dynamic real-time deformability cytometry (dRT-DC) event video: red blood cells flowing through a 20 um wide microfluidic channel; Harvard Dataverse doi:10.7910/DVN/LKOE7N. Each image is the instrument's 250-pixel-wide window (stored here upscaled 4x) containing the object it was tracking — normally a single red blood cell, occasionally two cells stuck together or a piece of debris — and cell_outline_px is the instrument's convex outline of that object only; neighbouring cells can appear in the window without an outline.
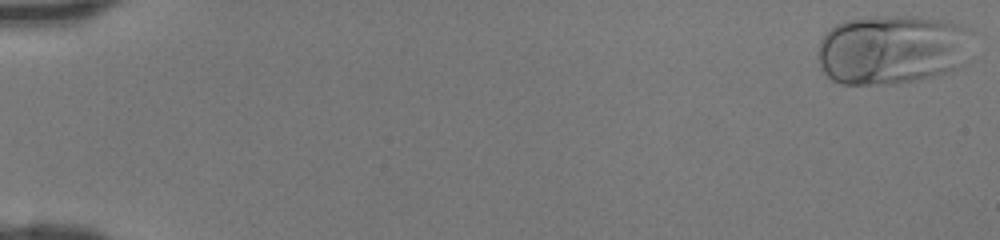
{"species": "human", "species_latin": "Homo sapiens", "temperature_condition": "room temperature", "stored_images_in_passage": 46, "camera_frame_rate_fps": 3000, "um_per_image_px": 0.085, "donor": {"sex": "female"}, "frame": {"image": 1, "passage_image": 1, "time_ms": 0.0, "image_size_px": [1000, 240], "cell_outline_px": [[964, 64], [948, 72], [912, 80], [892, 84], [840, 84], [832, 80], [820, 68], [820, 40], [836, 24], [844, 20], [876, 16], [920, 16], [948, 20], [964, 28]], "centroid_in_image_um": [75.73, 4.2], "position_along_channel_um": 9.3, "area_um2": 61.56}}
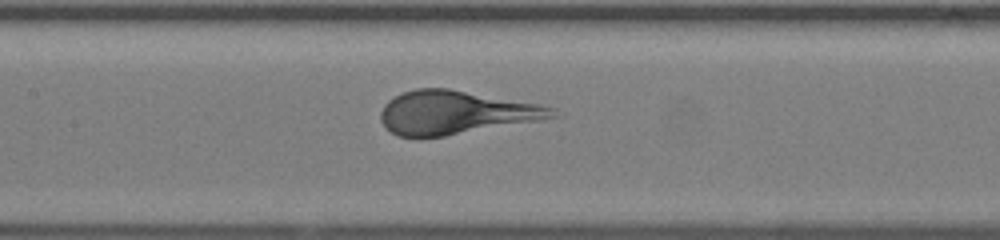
{"frame": {"image": 2, "passage_image": 23, "time_ms": 7.333, "image_size_px": [1000, 240], "cell_outline_px": [[564, 116], [544, 120], [444, 136], [396, 136], [384, 128], [380, 120], [380, 112], [384, 104], [388, 100], [404, 92], [416, 88], [448, 88], [540, 104], [556, 108]], "centroid_in_image_um": [38.79, 9.57], "position_along_channel_um": 168.6, "area_um2": 43.87}}
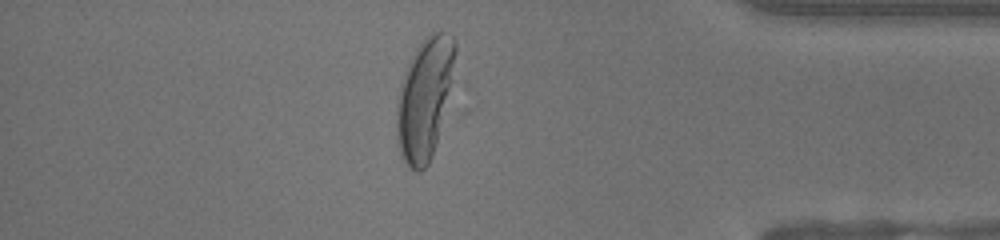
{"frame": {"image": 3, "passage_image": 40, "time_ms": 13.0, "image_size_px": [1000, 240], "cell_outline_px": [[456, 52], [452, 84], [448, 112], [432, 156], [428, 164], [420, 172], [416, 172], [408, 168], [400, 152], [396, 140], [396, 100], [400, 84], [404, 72], [416, 48], [424, 36], [432, 32], [444, 32], [452, 36], [456, 40]], "centroid_in_image_um": [36.11, 8.39], "position_along_channel_um": 399.1, "area_um2": 42.54}}